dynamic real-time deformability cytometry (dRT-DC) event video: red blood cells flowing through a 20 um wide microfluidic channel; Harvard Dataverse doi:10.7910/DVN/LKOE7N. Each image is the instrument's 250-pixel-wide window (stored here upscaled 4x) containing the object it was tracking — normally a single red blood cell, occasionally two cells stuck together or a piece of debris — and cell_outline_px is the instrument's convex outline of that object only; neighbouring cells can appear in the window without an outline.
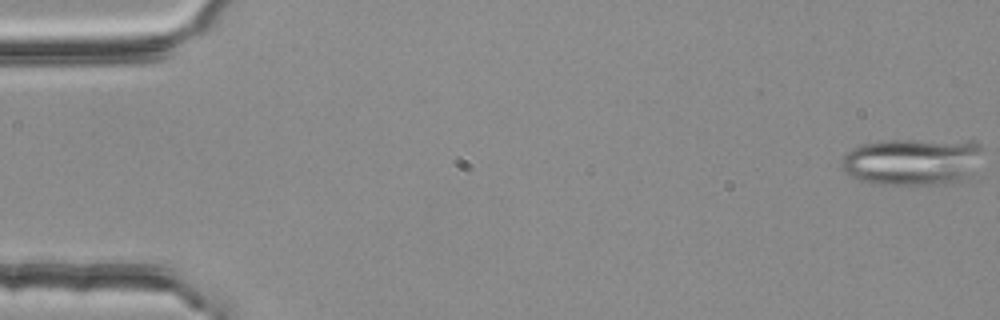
{"species": "common noctule bat (a hibernating species)", "species_latin": "Nyctalus noctula", "temperature_condition": "room temperature", "stored_images_in_passage": 4, "camera_frame_rate_fps": 3000, "um_per_image_px": 0.085, "animal": {"sex": "female", "body_mass_g": 25.1}, "frame": {"image": 1, "passage_image": 1, "time_ms": 0.0, "image_size_px": [1000, 320], "cell_outline_px": [[980, 176], [976, 180], [952, 184], [876, 184], [860, 180], [844, 172], [840, 168], [840, 164], [844, 156], [852, 148], [864, 144], [884, 140], [976, 140], [980, 144]], "centroid_in_image_um": [77.73, 13.76], "position_along_channel_um": 7.3, "area_um2": 40.29}}
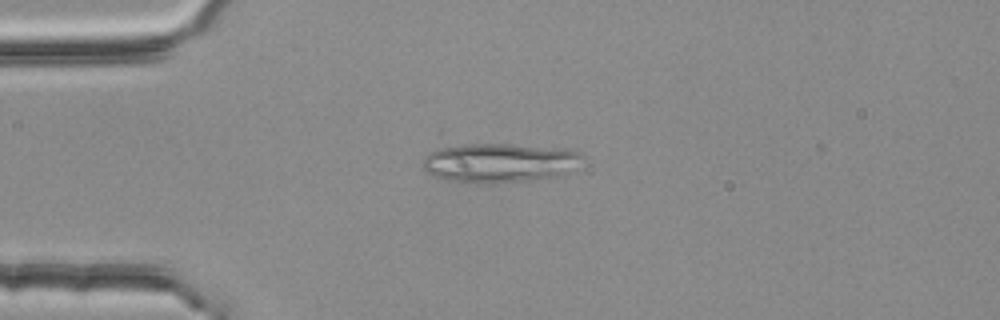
{"frame": {"image": 2, "passage_image": 4, "time_ms": 1.0, "image_size_px": [1000, 320], "cell_outline_px": [[580, 156], [560, 176], [528, 180], [492, 184], [476, 184], [444, 180], [432, 176], [424, 168], [424, 156], [448, 144], [512, 144], [556, 148], [580, 152]], "centroid_in_image_um": [42.28, 13.85], "position_along_channel_um": 42.7, "area_um2": 36.18}}